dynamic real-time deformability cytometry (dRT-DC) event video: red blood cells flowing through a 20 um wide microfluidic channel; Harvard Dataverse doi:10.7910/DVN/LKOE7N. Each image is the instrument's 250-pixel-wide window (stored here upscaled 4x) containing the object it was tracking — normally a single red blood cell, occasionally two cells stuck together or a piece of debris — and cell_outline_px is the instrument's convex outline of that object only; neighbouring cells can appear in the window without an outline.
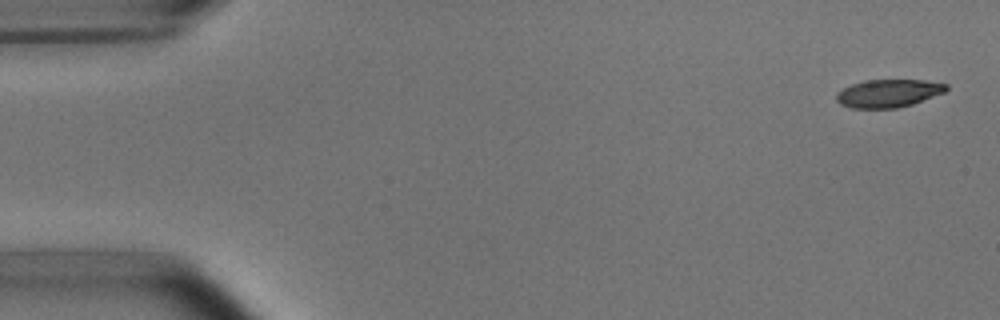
{"species": "common noctule bat (a hibernating species)", "species_latin": "Nyctalus noctula", "temperature_condition": "room temperature", "stored_images_in_passage": 4, "camera_frame_rate_fps": 3000, "um_per_image_px": 0.085, "animal": {"sex": "male", "body_mass_g": 15.6}, "frame": {"image": 1, "passage_image": 1, "time_ms": 0.0, "image_size_px": [1000, 320], "cell_outline_px": [[948, 88], [944, 92], [912, 104], [896, 108], [852, 108], [840, 104], [836, 100], [836, 96], [844, 88], [852, 84], [864, 80], [924, 80], [948, 84]], "centroid_in_image_um": [75.52, 7.93], "position_along_channel_um": 9.5, "area_um2": 17.69}}
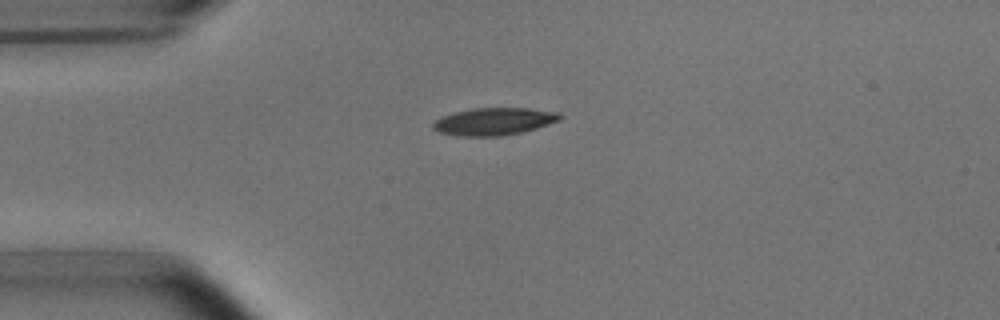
{"frame": {"image": 2, "passage_image": 4, "time_ms": 1.0, "image_size_px": [1000, 320], "cell_outline_px": [[564, 116], [560, 120], [536, 128], [520, 132], [500, 136], [456, 136], [440, 132], [432, 128], [432, 124], [440, 116], [472, 108], [528, 108], [560, 112]], "centroid_in_image_um": [42.0, 10.32], "position_along_channel_um": 43.0, "area_um2": 20.29}}